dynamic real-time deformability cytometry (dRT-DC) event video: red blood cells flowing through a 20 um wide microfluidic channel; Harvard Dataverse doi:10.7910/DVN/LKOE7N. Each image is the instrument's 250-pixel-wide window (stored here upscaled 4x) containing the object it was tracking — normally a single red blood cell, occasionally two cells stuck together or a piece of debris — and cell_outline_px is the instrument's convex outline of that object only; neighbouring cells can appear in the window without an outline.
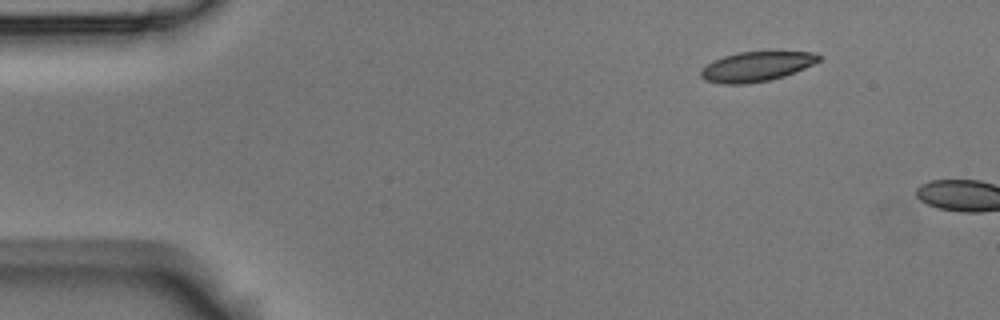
{"species": "Egyptian fruit bat (a non-hibernating species)", "species_latin": "Rousettus aegyptiacus", "temperature_condition": "room temperature", "stored_images_in_passage": 2, "camera_frame_rate_fps": 3000, "um_per_image_px": 0.085, "animal": {"sex": "male"}, "frame": {"image": 1, "passage_image": 1, "time_ms": 0.0, "image_size_px": [1000, 320], "cell_outline_px": [[820, 60], [804, 68], [784, 76], [768, 80], [748, 84], [720, 84], [704, 80], [700, 76], [700, 68], [712, 60], [724, 56], [740, 52], [812, 52], [820, 56]], "centroid_in_image_um": [64.21, 5.67], "position_along_channel_um": 20.8, "area_um2": 20.4}}